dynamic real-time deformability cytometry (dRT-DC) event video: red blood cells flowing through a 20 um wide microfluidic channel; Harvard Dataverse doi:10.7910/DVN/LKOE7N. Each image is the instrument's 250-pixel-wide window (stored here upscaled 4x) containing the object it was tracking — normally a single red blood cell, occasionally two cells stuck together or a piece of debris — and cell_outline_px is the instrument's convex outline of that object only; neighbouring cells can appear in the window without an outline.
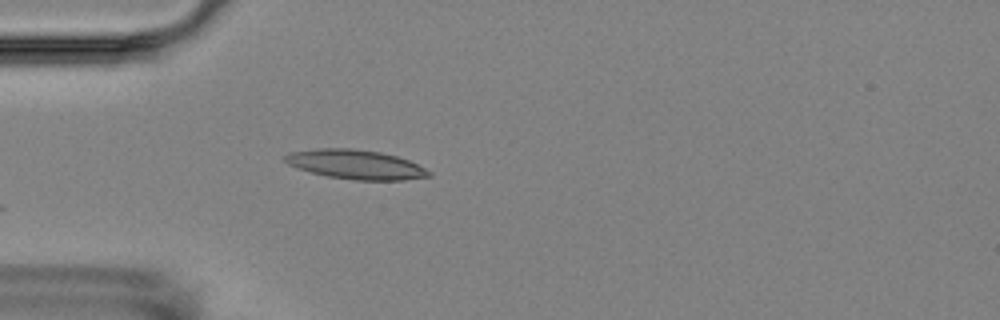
{"species": "Egyptian fruit bat (a non-hibernating species)", "species_latin": "Rousettus aegyptiacus", "temperature_condition": "room temperature", "stored_images_in_passage": 4, "camera_frame_rate_fps": 3000, "um_per_image_px": 0.085, "animal": {"sex": "female"}, "frame": {"image": 1, "passage_image": 4, "time_ms": 3.667, "image_size_px": [1000, 320], "cell_outline_px": [[432, 176], [404, 180], [356, 180], [328, 176], [312, 172], [288, 164], [284, 160], [284, 156], [288, 152], [316, 148], [352, 148], [380, 152], [396, 156], [408, 160], [432, 172]], "centroid_in_image_um": [30.24, 13.97], "position_along_channel_um": 54.8, "area_um2": 24.45}}